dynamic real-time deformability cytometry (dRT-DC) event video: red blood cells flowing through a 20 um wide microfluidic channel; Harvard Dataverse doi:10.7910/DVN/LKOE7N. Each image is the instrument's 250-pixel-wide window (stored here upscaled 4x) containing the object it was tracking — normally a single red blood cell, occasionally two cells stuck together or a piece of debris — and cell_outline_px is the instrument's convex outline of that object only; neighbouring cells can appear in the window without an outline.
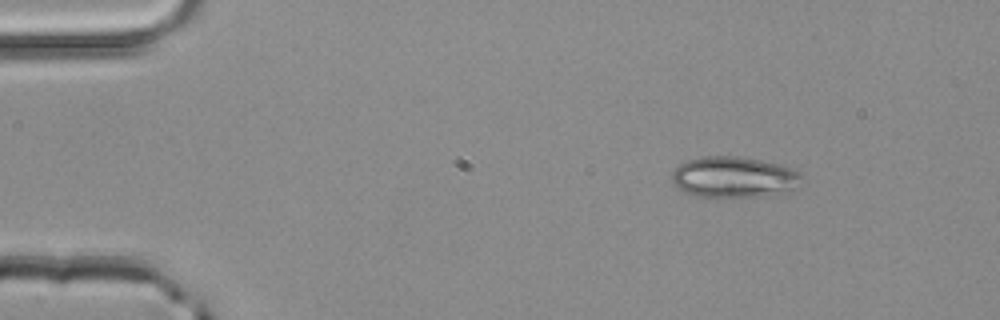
{"species": "common noctule bat (a hibernating species)", "species_latin": "Nyctalus noctula", "temperature_condition": "room temperature", "stored_images_in_passage": 2, "camera_frame_rate_fps": 3000, "um_per_image_px": 0.085, "animal": {"sex": "male", "body_mass_g": 20.4}, "frame": {"image": 1, "passage_image": 1, "time_ms": 0.0, "image_size_px": [1000, 320], "cell_outline_px": [[804, 176], [788, 192], [760, 196], [692, 196], [684, 192], [672, 180], [672, 172], [684, 160], [704, 156], [736, 156], [760, 160], [780, 164], [792, 168], [800, 172]], "centroid_in_image_um": [62.37, 15.04], "position_along_channel_um": 22.6, "area_um2": 30.81}}